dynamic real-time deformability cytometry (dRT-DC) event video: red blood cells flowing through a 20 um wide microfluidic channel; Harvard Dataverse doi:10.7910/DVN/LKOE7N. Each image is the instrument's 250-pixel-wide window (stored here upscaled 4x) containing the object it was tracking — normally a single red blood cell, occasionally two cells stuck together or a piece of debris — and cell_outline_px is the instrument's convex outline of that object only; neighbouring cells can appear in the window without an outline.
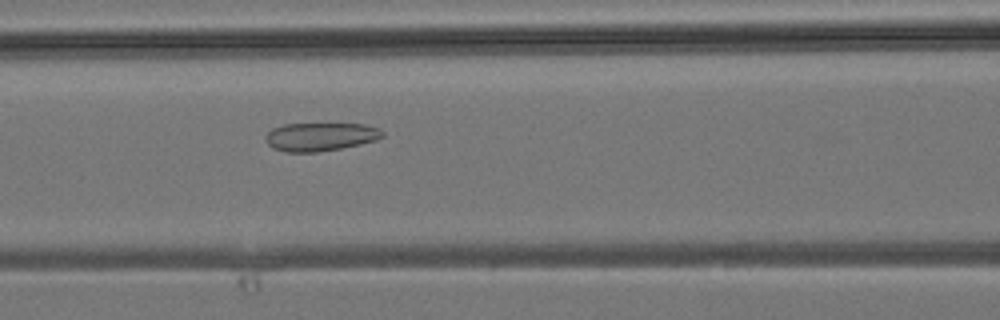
{"species": "common noctule bat (a hibernating species)", "species_latin": "Nyctalus noctula", "temperature_condition": "room temperature", "stored_images_in_passage": 42, "camera_frame_rate_fps": 3000, "um_per_image_px": 0.085, "animal": {"sex": "male", "body_mass_g": 19.2, "forearm_length_mm": 51.8}, "frame": {"image": 1, "passage_image": 18, "time_ms": 5.667, "image_size_px": [1000, 320], "cell_outline_px": [[384, 136], [376, 140], [360, 144], [340, 148], [316, 152], [284, 152], [272, 148], [264, 140], [264, 136], [272, 128], [284, 124], [364, 124], [376, 128], [384, 132]], "centroid_in_image_um": [27.18, 11.63], "position_along_channel_um": 139.4, "area_um2": 19.31}}
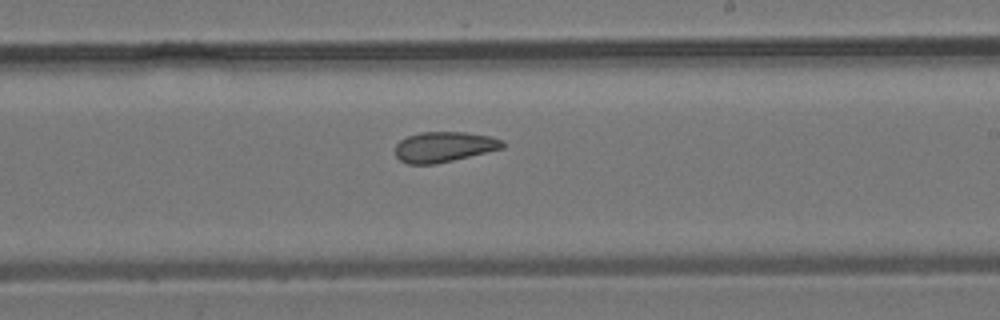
{"frame": {"image": 2, "passage_image": 25, "time_ms": 8.0, "image_size_px": [1000, 320], "cell_outline_px": [[504, 148], [436, 164], [408, 164], [400, 160], [396, 156], [396, 144], [400, 140], [408, 136], [420, 132], [464, 132], [492, 136], [504, 140]], "centroid_in_image_um": [37.76, 12.48], "position_along_channel_um": 251.2, "area_um2": 19.02}}
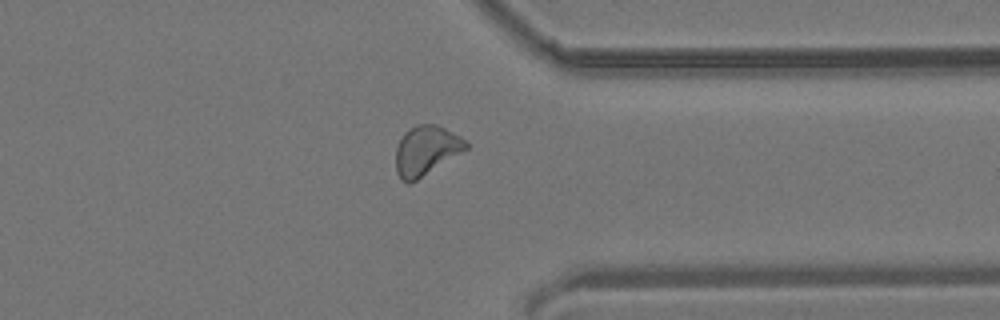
{"frame": {"image": 3, "passage_image": 33, "time_ms": 10.667, "image_size_px": [1000, 320], "cell_outline_px": [[468, 148], [416, 180], [408, 184], [400, 180], [396, 172], [396, 148], [404, 132], [408, 128], [416, 124], [436, 124], [460, 136], [468, 144]], "centroid_in_image_um": [36.18, 12.79], "position_along_channel_um": 375.2, "area_um2": 20.06}}